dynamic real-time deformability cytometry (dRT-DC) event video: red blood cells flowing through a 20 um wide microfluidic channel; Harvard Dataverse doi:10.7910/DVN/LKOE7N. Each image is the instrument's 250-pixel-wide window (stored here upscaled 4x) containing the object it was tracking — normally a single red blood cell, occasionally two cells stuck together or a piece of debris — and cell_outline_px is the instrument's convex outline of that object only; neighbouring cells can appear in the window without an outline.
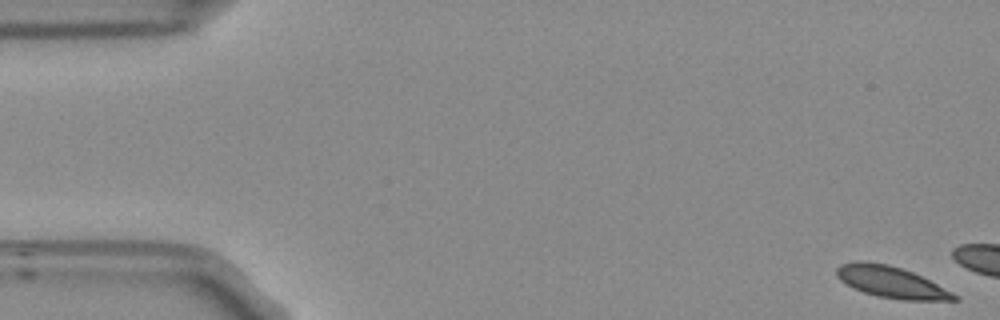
{"species": "Egyptian fruit bat (a non-hibernating species)", "species_latin": "Rousettus aegyptiacus", "temperature_condition": "room temperature", "stored_images_in_passage": 9, "camera_frame_rate_fps": 3000, "um_per_image_px": 0.085, "frame": {"image": 1, "passage_image": 1, "time_ms": 0.0, "image_size_px": [1000, 320], "cell_outline_px": [[960, 300], [900, 300], [876, 296], [852, 288], [840, 280], [836, 276], [836, 268], [840, 264], [856, 260], [888, 264], [912, 272], [960, 296]], "centroid_in_image_um": [75.71, 23.98], "position_along_channel_um": 9.3, "area_um2": 21.5}}